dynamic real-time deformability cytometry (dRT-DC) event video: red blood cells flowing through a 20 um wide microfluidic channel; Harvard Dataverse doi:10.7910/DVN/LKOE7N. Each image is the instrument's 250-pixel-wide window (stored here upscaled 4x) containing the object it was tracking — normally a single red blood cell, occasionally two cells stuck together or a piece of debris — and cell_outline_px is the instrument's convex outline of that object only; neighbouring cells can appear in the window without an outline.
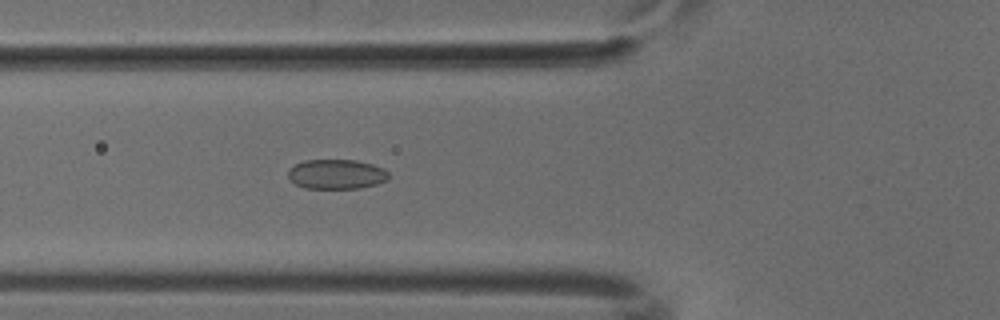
{"species": "common noctule bat (a hibernating species)", "species_latin": "Nyctalus noctula", "temperature_condition": "cold", "stored_images_in_passage": 54, "camera_frame_rate_fps": 3000, "um_per_image_px": 0.085, "animal": {"sex": "male", "body_mass_g": 18.8}, "frame": {"image": 1, "passage_image": 20, "time_ms": 6.333, "image_size_px": [1000, 320], "cell_outline_px": [[392, 176], [388, 180], [376, 184], [360, 188], [304, 188], [296, 184], [288, 176], [288, 168], [304, 160], [356, 160], [372, 164], [384, 168]], "centroid_in_image_um": [28.63, 14.8], "position_along_channel_um": 97.2, "area_um2": 17.51}}
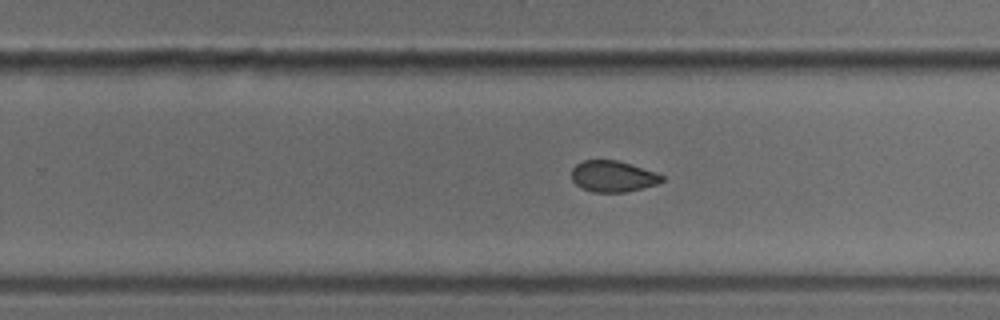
{"frame": {"image": 2, "passage_image": 34, "time_ms": 11.0, "image_size_px": [1000, 320], "cell_outline_px": [[664, 180], [656, 184], [624, 192], [592, 192], [576, 184], [572, 180], [572, 168], [576, 164], [584, 160], [616, 160], [656, 172], [664, 176]], "centroid_in_image_um": [52.09, 14.98], "position_along_channel_um": 277.7, "area_um2": 16.18}}
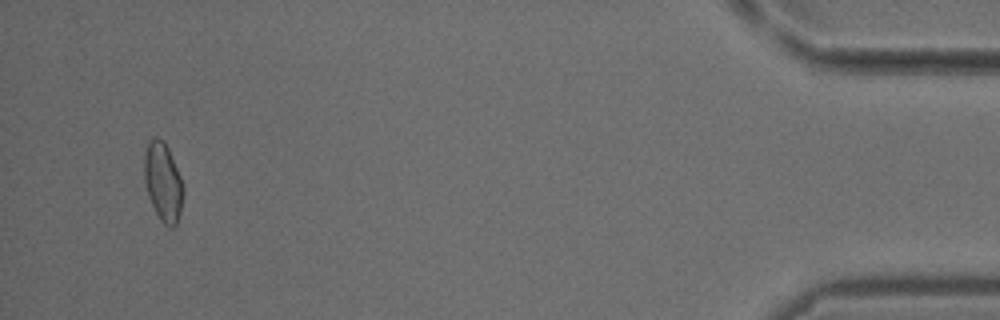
{"frame": {"image": 3, "passage_image": 51, "time_ms": 16.667, "image_size_px": [1000, 320], "cell_outline_px": [[184, 192], [180, 212], [176, 224], [172, 228], [164, 224], [160, 220], [148, 196], [144, 180], [144, 152], [148, 140], [156, 136], [164, 140], [168, 148], [180, 176], [184, 188]], "centroid_in_image_um": [13.84, 15.43], "position_along_channel_um": 421.4, "area_um2": 17.98}}